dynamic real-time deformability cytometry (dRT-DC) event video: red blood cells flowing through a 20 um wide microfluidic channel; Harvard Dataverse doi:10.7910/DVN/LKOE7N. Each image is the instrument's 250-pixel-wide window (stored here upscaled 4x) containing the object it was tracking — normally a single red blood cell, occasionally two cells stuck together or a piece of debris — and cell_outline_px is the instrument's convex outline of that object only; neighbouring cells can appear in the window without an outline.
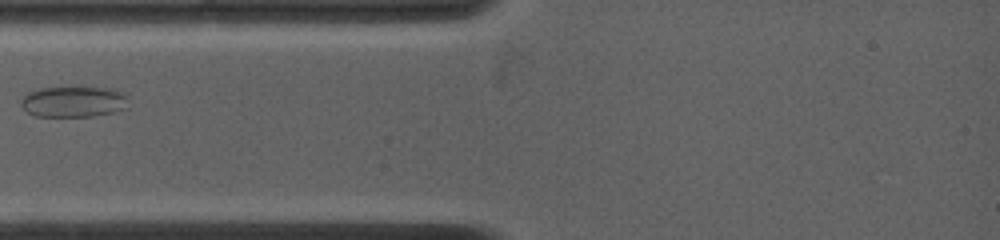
{"species": "common noctule bat (a hibernating species)", "species_latin": "Nyctalus noctula", "temperature_condition": "warm", "stored_images_in_passage": 5, "camera_frame_rate_fps": 4500, "um_per_image_px": 0.085, "animal": {"sex": "female", "body_mass_g": 19.0, "forearm_length_mm": 53.3}, "frame": {"image": 1, "passage_image": 1, "time_ms": 0.0, "image_size_px": [1000, 240], "cell_outline_px": [[124, 108], [112, 112], [92, 116], [36, 116], [28, 112], [20, 104], [20, 100], [28, 92], [40, 88], [116, 88], [124, 92]], "centroid_in_image_um": [6.2, 8.64], "position_along_channel_um": 78.8, "area_um2": 18.9}}
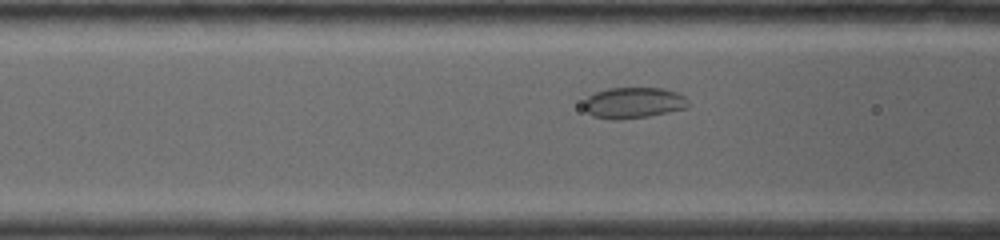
{"frame": {"image": 2, "passage_image": 3, "time_ms": 0.889, "image_size_px": [1000, 240], "cell_outline_px": [[688, 108], [648, 116], [616, 120], [612, 120], [592, 116], [584, 108], [584, 100], [588, 96], [596, 92], [608, 88], [664, 88], [676, 92], [684, 96], [688, 100]], "centroid_in_image_um": [53.84, 8.74], "position_along_channel_um": 112.8, "area_um2": 18.9}}